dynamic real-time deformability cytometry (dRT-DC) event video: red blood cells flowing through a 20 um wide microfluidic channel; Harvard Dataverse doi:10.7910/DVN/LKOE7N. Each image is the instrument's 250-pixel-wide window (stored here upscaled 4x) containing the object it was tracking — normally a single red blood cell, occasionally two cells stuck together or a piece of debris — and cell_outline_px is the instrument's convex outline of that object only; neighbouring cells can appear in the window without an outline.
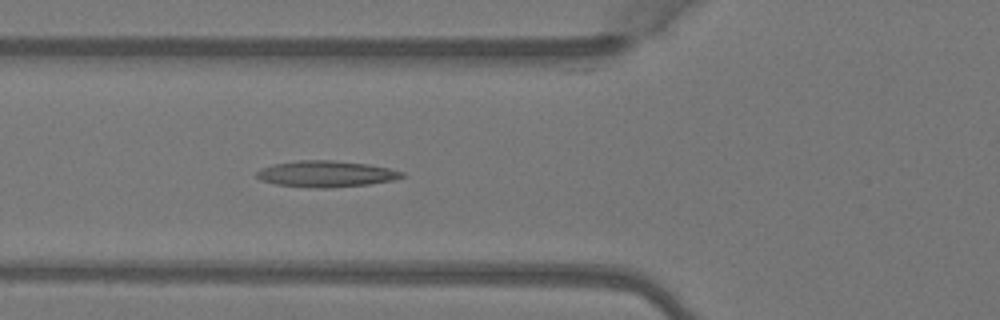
{"species": "Egyptian fruit bat (a non-hibernating species)", "species_latin": "Rousettus aegyptiacus", "temperature_condition": "warm", "stored_images_in_passage": 4, "camera_frame_rate_fps": 3000, "um_per_image_px": 0.085, "animal": {"sex": "female"}, "frame": {"image": 1, "passage_image": 4, "time_ms": 1.0, "image_size_px": [1000, 320], "cell_outline_px": [[408, 176], [392, 180], [368, 184], [332, 188], [316, 188], [276, 184], [260, 180], [256, 176], [256, 172], [260, 168], [272, 164], [300, 160], [332, 160], [368, 164], [388, 168], [404, 172]], "centroid_in_image_um": [27.71, 14.78], "position_along_channel_um": 98.1, "area_um2": 22.31}}